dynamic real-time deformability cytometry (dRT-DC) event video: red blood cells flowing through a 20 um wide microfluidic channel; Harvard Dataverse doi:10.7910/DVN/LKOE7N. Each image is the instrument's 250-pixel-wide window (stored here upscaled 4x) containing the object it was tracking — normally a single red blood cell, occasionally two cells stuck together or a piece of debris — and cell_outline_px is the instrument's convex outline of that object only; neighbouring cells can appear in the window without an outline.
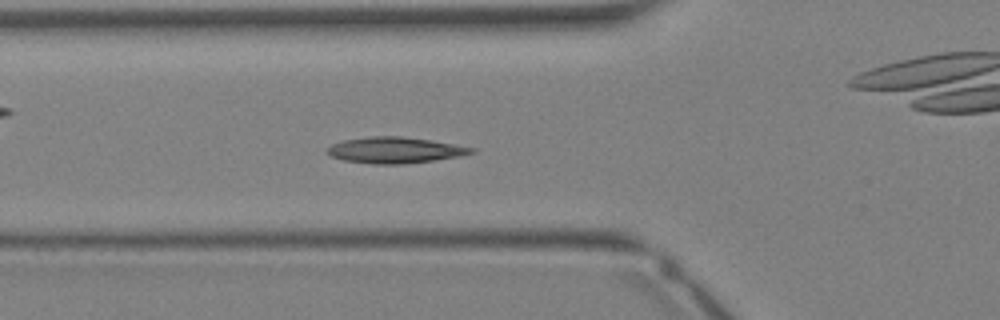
{"species": "Egyptian fruit bat (a non-hibernating species)", "species_latin": "Rousettus aegyptiacus", "temperature_condition": "warm", "stored_images_in_passage": 28, "camera_frame_rate_fps": 3000, "um_per_image_px": 0.085, "animal": {"sex": "female"}, "frame": {"image": 1, "passage_image": 5, "time_ms": 1.333, "image_size_px": [1000, 320], "cell_outline_px": [[476, 152], [460, 156], [432, 160], [400, 164], [376, 164], [344, 160], [332, 156], [324, 152], [332, 144], [344, 140], [372, 136], [400, 136], [432, 140], [476, 148]], "centroid_in_image_um": [33.58, 12.75], "position_along_channel_um": 92.2, "area_um2": 21.73}}
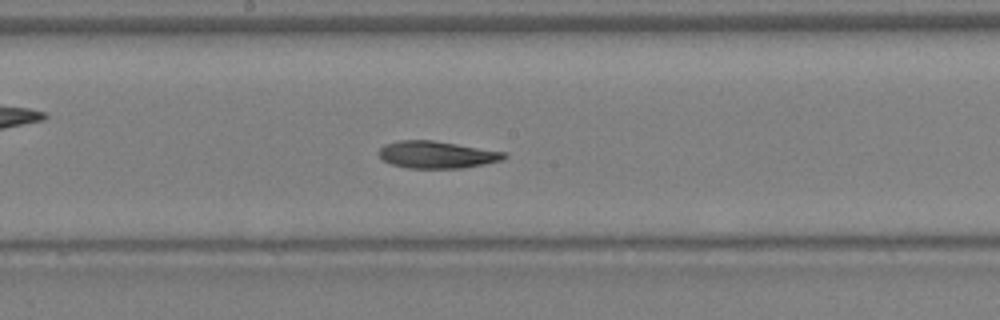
{"frame": {"image": 2, "passage_image": 11, "time_ms": 3.333, "image_size_px": [1000, 320], "cell_outline_px": [[508, 156], [504, 160], [464, 168], [408, 168], [392, 164], [384, 160], [380, 156], [380, 148], [384, 144], [400, 140], [432, 140], [508, 152]], "centroid_in_image_um": [37.19, 13.14], "position_along_channel_um": 211.0, "area_um2": 19.88}}
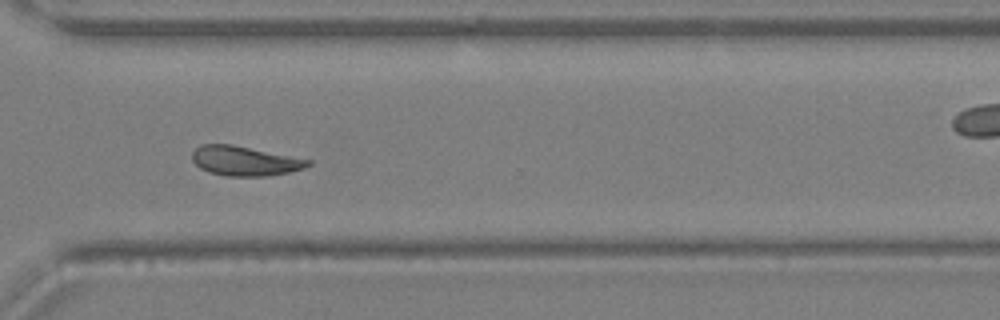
{"frame": {"image": 3, "passage_image": 18, "time_ms": 5.667, "image_size_px": [1000, 320], "cell_outline_px": [[312, 164], [304, 168], [288, 172], [268, 176], [224, 176], [208, 172], [200, 168], [192, 160], [192, 152], [200, 144], [232, 144], [312, 160]], "centroid_in_image_um": [20.79, 13.68], "position_along_channel_um": 349.8, "area_um2": 20.06}}